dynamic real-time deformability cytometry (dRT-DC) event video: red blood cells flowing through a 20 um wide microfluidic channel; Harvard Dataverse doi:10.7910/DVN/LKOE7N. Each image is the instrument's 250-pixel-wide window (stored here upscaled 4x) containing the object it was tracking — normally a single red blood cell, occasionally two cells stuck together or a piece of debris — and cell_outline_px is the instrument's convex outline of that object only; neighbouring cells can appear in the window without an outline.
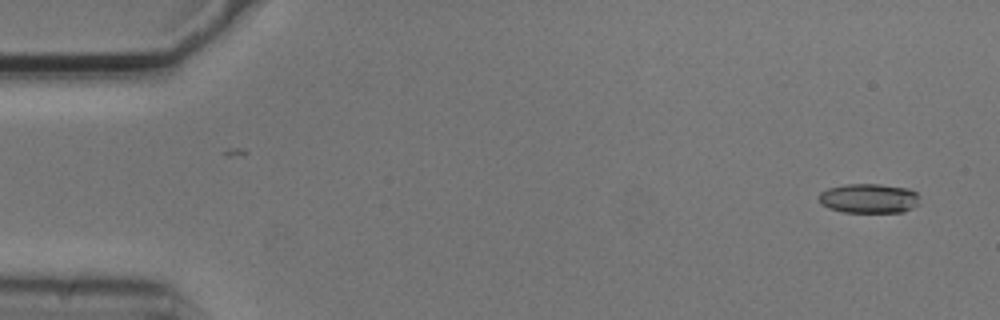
{"species": "common noctule bat (a hibernating species)", "species_latin": "Nyctalus noctula", "temperature_condition": "cold", "stored_images_in_passage": 4, "camera_frame_rate_fps": 3000, "um_per_image_px": 0.085, "animal": {"sex": "male", "body_mass_g": 20.5, "forearm_length_mm": 52.5}, "frame": {"image": 1, "passage_image": 1, "time_ms": 0.0, "image_size_px": [1000, 320], "cell_outline_px": [[920, 204], [904, 212], [844, 212], [828, 208], [820, 204], [820, 192], [828, 188], [844, 184], [880, 184], [908, 188], [916, 192], [920, 196]], "centroid_in_image_um": [73.89, 16.86], "position_along_channel_um": 11.1, "area_um2": 17.57}}
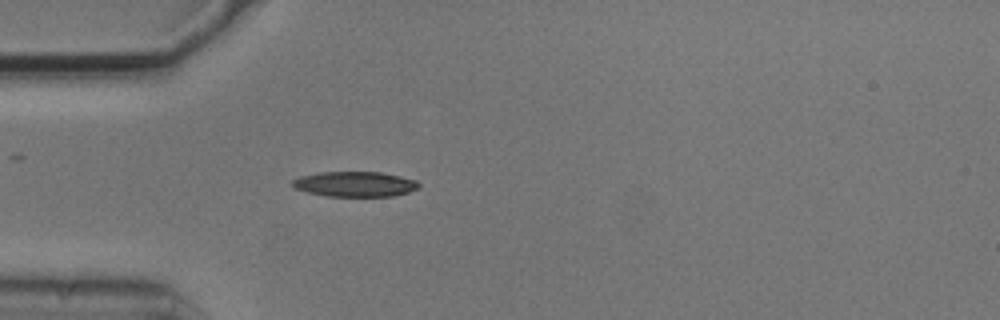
{"frame": {"image": 2, "passage_image": 4, "time_ms": 1.0, "image_size_px": [1000, 320], "cell_outline_px": [[420, 188], [408, 192], [392, 196], [328, 196], [308, 192], [296, 188], [292, 184], [292, 180], [300, 176], [320, 172], [380, 172], [400, 176], [416, 180], [420, 184]], "centroid_in_image_um": [30.2, 15.64], "position_along_channel_um": 54.8, "area_um2": 18.44}}